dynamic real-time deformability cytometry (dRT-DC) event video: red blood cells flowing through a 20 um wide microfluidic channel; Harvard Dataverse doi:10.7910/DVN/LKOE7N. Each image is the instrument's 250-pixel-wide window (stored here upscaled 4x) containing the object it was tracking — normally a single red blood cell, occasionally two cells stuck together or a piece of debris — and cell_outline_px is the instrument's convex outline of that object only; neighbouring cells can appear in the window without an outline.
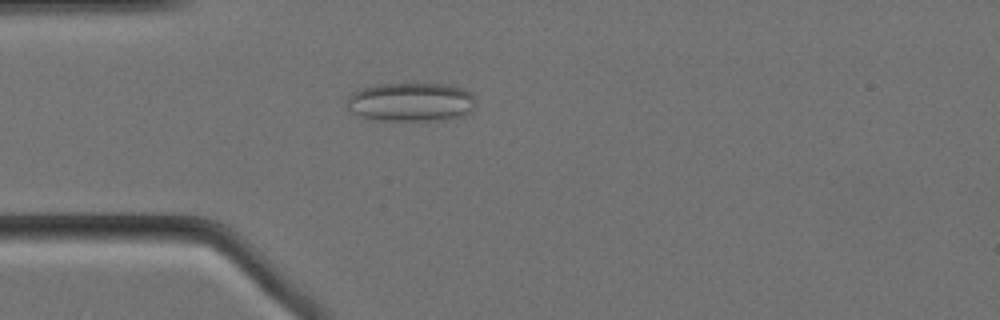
{"species": "Egyptian fruit bat (a non-hibernating species)", "species_latin": "Rousettus aegyptiacus", "temperature_condition": "cold", "stored_images_in_passage": 50, "camera_frame_rate_fps": 3000, "um_per_image_px": 0.085, "animal": {"sex": "female"}, "frame": {"image": 1, "passage_image": 7, "time_ms": 2.0, "image_size_px": [1000, 320], "cell_outline_px": [[476, 104], [464, 116], [444, 120], [380, 120], [360, 116], [352, 112], [348, 108], [348, 96], [352, 92], [364, 88], [380, 84], [444, 84], [460, 88], [476, 96]], "centroid_in_image_um": [34.96, 8.68], "position_along_channel_um": 50.0, "area_um2": 29.02}}
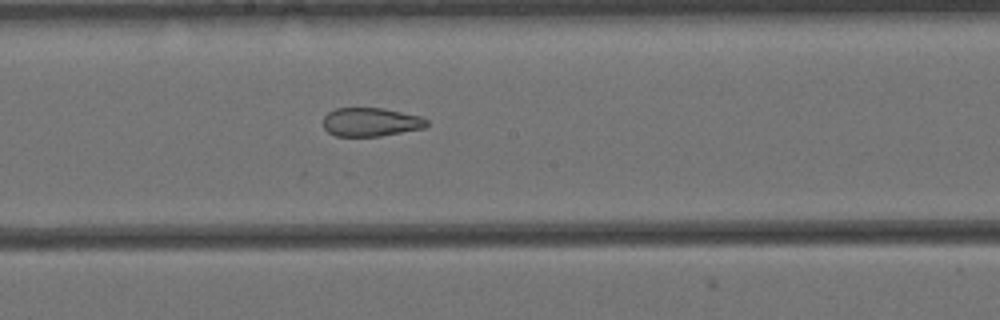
{"frame": {"image": 2, "passage_image": 22, "time_ms": 7.0, "image_size_px": [1000, 320], "cell_outline_px": [[428, 124], [424, 128], [380, 136], [336, 136], [328, 132], [324, 128], [324, 116], [328, 112], [336, 108], [384, 108], [420, 116], [428, 120]], "centroid_in_image_um": [31.52, 10.37], "position_along_channel_um": 216.7, "area_um2": 17.28}}
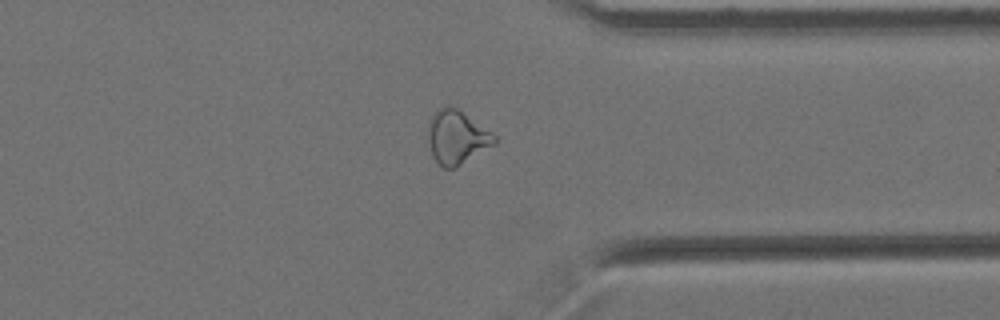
{"frame": {"image": 3, "passage_image": 36, "time_ms": 11.667, "image_size_px": [1000, 320], "cell_outline_px": [[496, 144], [460, 164], [452, 168], [444, 168], [432, 156], [428, 140], [428, 120], [440, 108], [456, 108], [492, 132], [496, 136]], "centroid_in_image_um": [38.83, 11.68], "position_along_channel_um": 372.6, "area_um2": 20.23}, "authors_computed_cell_mechanics": {"area_um2": 21.3571, "velocity_mm_per_s": 3.4495, "shape_relaxation_time_tau1_ms": null, "shape_relaxation_time_tau2_ms": 2.6474, "deformation_change_tau1": null, "deformation_change_tau2": 0.0989}}